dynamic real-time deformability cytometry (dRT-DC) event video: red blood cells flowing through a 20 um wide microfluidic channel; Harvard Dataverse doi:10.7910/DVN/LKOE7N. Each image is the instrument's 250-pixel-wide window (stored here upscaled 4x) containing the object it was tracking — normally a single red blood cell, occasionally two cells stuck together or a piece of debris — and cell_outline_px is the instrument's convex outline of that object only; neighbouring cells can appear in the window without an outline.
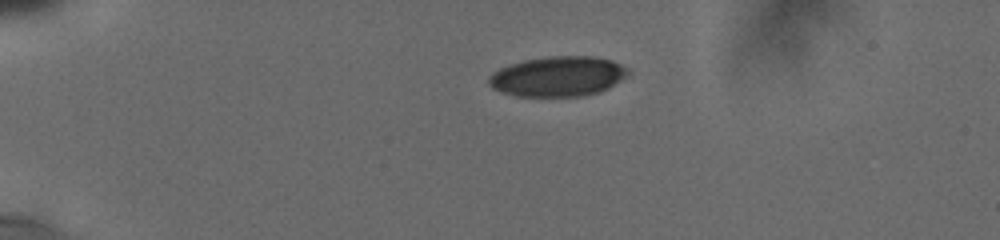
{"species": "human", "species_latin": "Homo sapiens", "temperature_condition": "cold", "stored_images_in_passage": 7, "camera_frame_rate_fps": 3000, "um_per_image_px": 0.085, "donor": {"sex": "male"}, "frame": {"image": 1, "passage_image": 1, "time_ms": 0.0, "image_size_px": [1000, 240], "cell_outline_px": [[632, 72], [628, 76], [608, 88], [600, 92], [584, 96], [516, 96], [492, 88], [488, 84], [488, 76], [492, 72], [500, 68], [520, 60], [548, 56], [596, 56], [612, 60], [628, 68]], "centroid_in_image_um": [47.44, 6.48], "position_along_channel_um": 37.6, "area_um2": 32.95}}
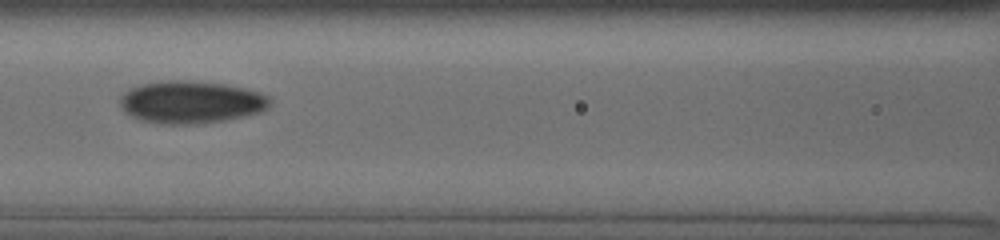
{"frame": {"image": 2, "passage_image": 6, "time_ms": 4.667, "image_size_px": [1000, 240], "cell_outline_px": [[272, 100], [268, 108], [260, 112], [244, 116], [224, 120], [196, 124], [168, 124], [144, 120], [132, 116], [120, 104], [120, 96], [124, 92], [140, 84], [168, 80], [184, 80], [224, 84], [244, 88], [268, 96]], "centroid_in_image_um": [16.26, 8.67], "position_along_channel_um": 150.3, "area_um2": 36.65}}